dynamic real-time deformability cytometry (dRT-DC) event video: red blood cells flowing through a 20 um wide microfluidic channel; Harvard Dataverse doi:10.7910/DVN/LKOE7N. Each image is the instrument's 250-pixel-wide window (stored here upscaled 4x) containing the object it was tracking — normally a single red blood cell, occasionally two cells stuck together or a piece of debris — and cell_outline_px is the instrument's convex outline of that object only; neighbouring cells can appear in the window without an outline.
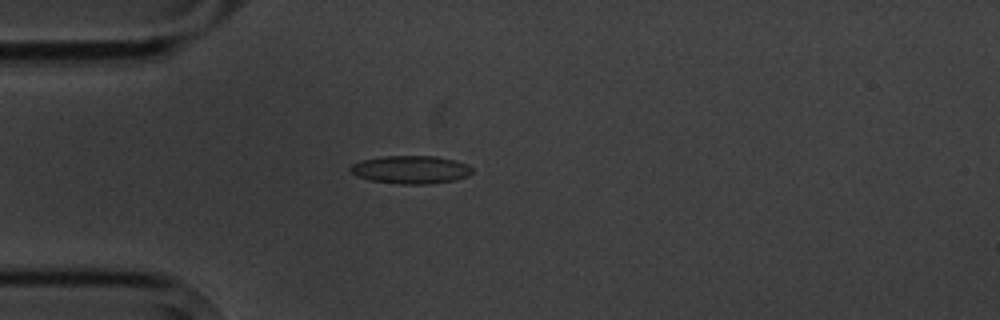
{"species": "common noctule bat (a hibernating species)", "species_latin": "Nyctalus noctula", "temperature_condition": "cold", "stored_images_in_passage": 4, "camera_frame_rate_fps": 3000, "um_per_image_px": 0.085, "animal": {"sex": "male", "body_mass_g": 20.1, "forearm_length_mm": 53.5}, "frame": {"image": 1, "passage_image": 3, "time_ms": 2.333, "image_size_px": [1000, 320], "cell_outline_px": [[472, 172], [468, 176], [456, 180], [428, 184], [400, 184], [372, 180], [356, 176], [348, 168], [352, 164], [360, 160], [384, 156], [436, 156], [468, 164], [472, 168]], "centroid_in_image_um": [34.91, 14.42], "position_along_channel_um": 50.1, "area_um2": 19.88}}